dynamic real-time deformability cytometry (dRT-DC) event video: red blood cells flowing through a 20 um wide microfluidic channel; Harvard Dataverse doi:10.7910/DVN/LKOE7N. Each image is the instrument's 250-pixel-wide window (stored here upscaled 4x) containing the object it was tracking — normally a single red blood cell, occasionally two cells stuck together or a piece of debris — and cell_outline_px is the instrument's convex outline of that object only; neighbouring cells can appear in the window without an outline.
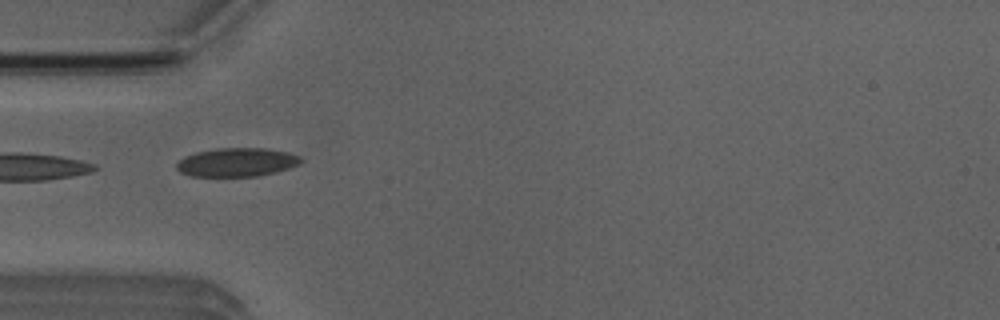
{"species": "Egyptian fruit bat (a non-hibernating species)", "species_latin": "Rousettus aegyptiacus", "temperature_condition": "room temperature", "stored_images_in_passage": 3, "camera_frame_rate_fps": 3000, "um_per_image_px": 0.085, "animal": {"sex": "male"}, "frame": {"image": 1, "passage_image": 1, "time_ms": 0.0, "image_size_px": [1000, 320], "cell_outline_px": [[304, 160], [300, 164], [276, 172], [256, 176], [192, 176], [180, 172], [176, 168], [176, 164], [184, 156], [196, 152], [216, 148], [268, 148], [288, 152], [300, 156]], "centroid_in_image_um": [20.15, 13.78], "position_along_channel_um": 64.9, "area_um2": 20.87}}